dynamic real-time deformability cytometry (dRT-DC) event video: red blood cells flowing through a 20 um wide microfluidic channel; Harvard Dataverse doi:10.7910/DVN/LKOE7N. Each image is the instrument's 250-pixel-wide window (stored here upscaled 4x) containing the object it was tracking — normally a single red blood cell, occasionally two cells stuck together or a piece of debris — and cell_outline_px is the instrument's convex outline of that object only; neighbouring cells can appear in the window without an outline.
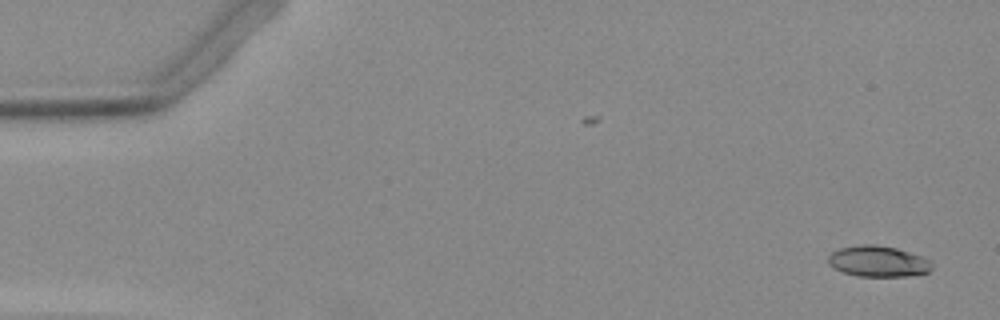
{"species": "Egyptian fruit bat (a non-hibernating species)", "species_latin": "Rousettus aegyptiacus", "temperature_condition": "warm", "stored_images_in_passage": 51, "camera_frame_rate_fps": 3000, "um_per_image_px": 0.085, "animal": {"sex": "female"}, "frame": {"image": 1, "passage_image": 1, "time_ms": 0.0, "image_size_px": [1000, 320], "cell_outline_px": [[932, 268], [928, 272], [904, 276], [856, 276], [832, 268], [828, 264], [828, 256], [832, 252], [840, 248], [864, 244], [872, 244], [896, 248], [932, 260]], "centroid_in_image_um": [74.62, 22.21], "position_along_channel_um": 10.4, "area_um2": 18.61}}
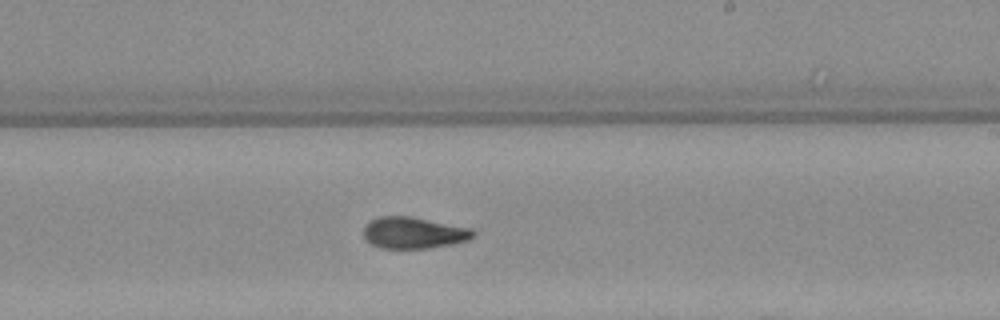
{"frame": {"image": 2, "passage_image": 30, "time_ms": 9.667, "image_size_px": [1000, 320], "cell_outline_px": [[476, 232], [468, 240], [452, 244], [428, 248], [380, 248], [364, 240], [364, 228], [372, 220], [380, 216], [412, 216], [472, 228]], "centroid_in_image_um": [35.17, 19.78], "position_along_channel_um": 253.8, "area_um2": 20.11}}
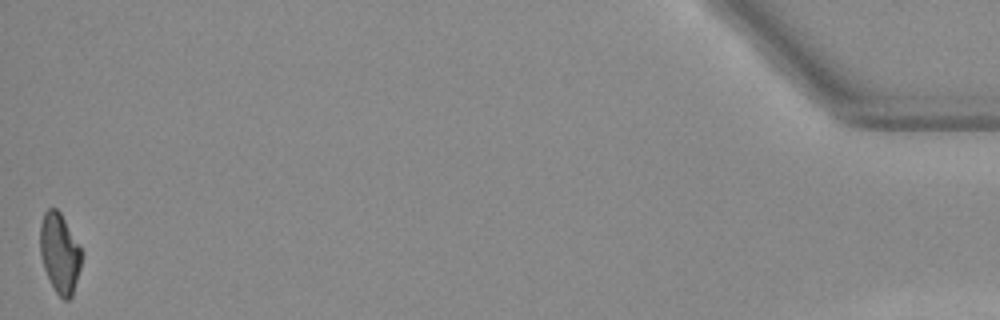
{"frame": {"image": 3, "passage_image": 51, "time_ms": 16.667, "image_size_px": [1000, 320], "cell_outline_px": [[84, 252], [80, 268], [72, 296], [68, 300], [64, 300], [56, 292], [44, 268], [40, 252], [40, 224], [44, 212], [48, 208], [56, 208], [60, 212]], "centroid_in_image_um": [5.09, 21.49], "position_along_channel_um": 430.1, "area_um2": 19.31}}